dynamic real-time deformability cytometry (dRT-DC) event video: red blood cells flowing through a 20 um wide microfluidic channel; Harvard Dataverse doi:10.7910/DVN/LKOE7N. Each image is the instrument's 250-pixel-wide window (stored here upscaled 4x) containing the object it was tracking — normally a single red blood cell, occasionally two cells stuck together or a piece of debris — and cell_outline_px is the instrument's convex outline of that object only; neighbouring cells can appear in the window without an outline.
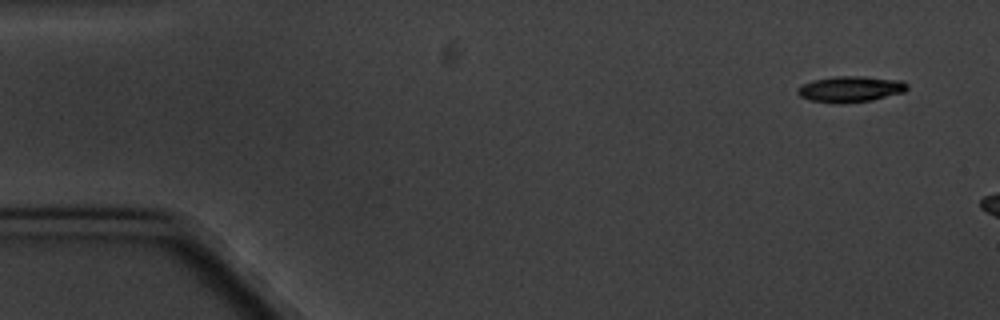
{"species": "common noctule bat (a hibernating species)", "species_latin": "Nyctalus noctula", "temperature_condition": "cold", "stored_images_in_passage": 3, "camera_frame_rate_fps": 3000, "um_per_image_px": 0.085, "animal": {"sex": "male", "body_mass_g": 20.1, "forearm_length_mm": 53.5}, "frame": {"image": 1, "passage_image": 1, "time_ms": 0.0, "image_size_px": [1000, 320], "cell_outline_px": [[908, 88], [904, 92], [872, 100], [840, 104], [812, 100], [800, 96], [796, 92], [796, 88], [812, 80], [836, 76], [864, 76], [904, 80], [908, 84]], "centroid_in_image_um": [72.32, 7.56], "position_along_channel_um": 12.7, "area_um2": 16.7}}